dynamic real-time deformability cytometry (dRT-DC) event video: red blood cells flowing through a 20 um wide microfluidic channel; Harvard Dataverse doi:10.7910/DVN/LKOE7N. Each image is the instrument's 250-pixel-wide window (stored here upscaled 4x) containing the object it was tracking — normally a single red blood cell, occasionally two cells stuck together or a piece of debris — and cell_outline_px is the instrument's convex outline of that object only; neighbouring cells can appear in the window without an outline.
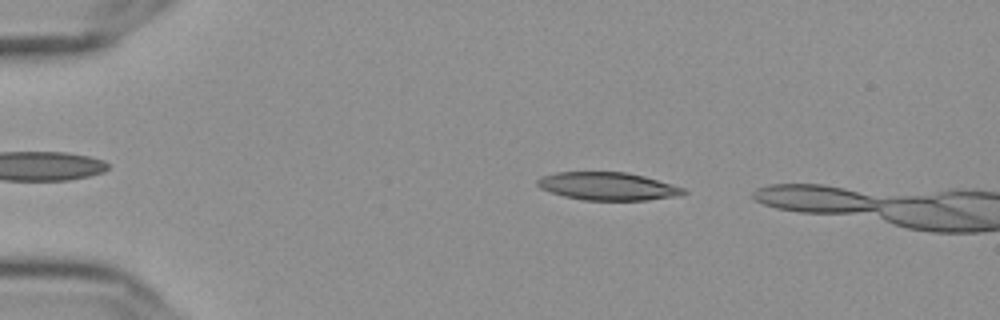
{"species": "Egyptian fruit bat (a non-hibernating species)", "species_latin": "Rousettus aegyptiacus", "temperature_condition": "cold", "stored_images_in_passage": 13, "camera_frame_rate_fps": 3000, "um_per_image_px": 0.085, "frame": {"image": 1, "passage_image": 8, "time_ms": 2.333, "image_size_px": [1000, 320], "cell_outline_px": [[688, 192], [672, 196], [648, 200], [584, 200], [564, 196], [540, 188], [536, 184], [536, 180], [540, 176], [556, 172], [628, 172], [644, 176], [684, 188]], "centroid_in_image_um": [51.6, 15.82], "position_along_channel_um": 33.4, "area_um2": 23.58}}